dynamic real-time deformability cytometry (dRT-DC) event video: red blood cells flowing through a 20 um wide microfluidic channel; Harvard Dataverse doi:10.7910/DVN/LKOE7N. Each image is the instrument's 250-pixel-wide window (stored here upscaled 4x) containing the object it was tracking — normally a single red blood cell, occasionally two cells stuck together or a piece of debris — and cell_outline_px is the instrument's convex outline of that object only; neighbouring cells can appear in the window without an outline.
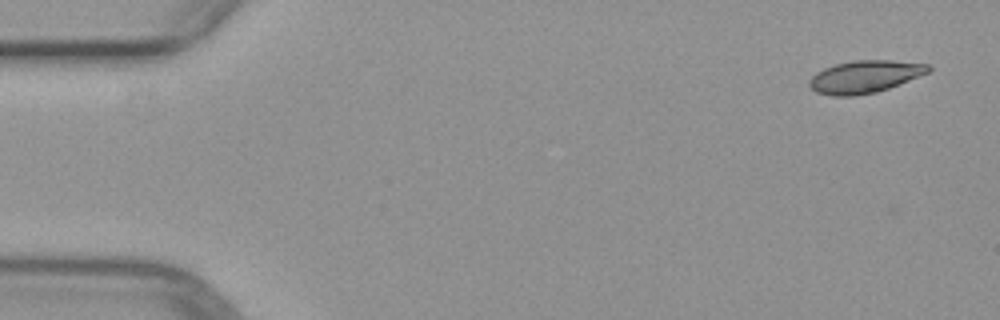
{"species": "common noctule bat (a hibernating species)", "species_latin": "Nyctalus noctula", "temperature_condition": "warm", "stored_images_in_passage": 11, "camera_frame_rate_fps": 3000, "um_per_image_px": 0.085, "animal": {"sex": "female", "body_mass_g": 29.2, "forearm_length_mm": 56.3}, "frame": {"image": 1, "passage_image": 1, "time_ms": 0.0, "image_size_px": [1000, 320], "cell_outline_px": [[932, 68], [928, 72], [888, 88], [876, 92], [856, 96], [832, 96], [816, 92], [808, 84], [808, 80], [816, 72], [824, 68], [836, 64], [852, 60], [892, 60], [928, 64]], "centroid_in_image_um": [73.47, 6.52], "position_along_channel_um": 11.5, "area_um2": 22.43}}